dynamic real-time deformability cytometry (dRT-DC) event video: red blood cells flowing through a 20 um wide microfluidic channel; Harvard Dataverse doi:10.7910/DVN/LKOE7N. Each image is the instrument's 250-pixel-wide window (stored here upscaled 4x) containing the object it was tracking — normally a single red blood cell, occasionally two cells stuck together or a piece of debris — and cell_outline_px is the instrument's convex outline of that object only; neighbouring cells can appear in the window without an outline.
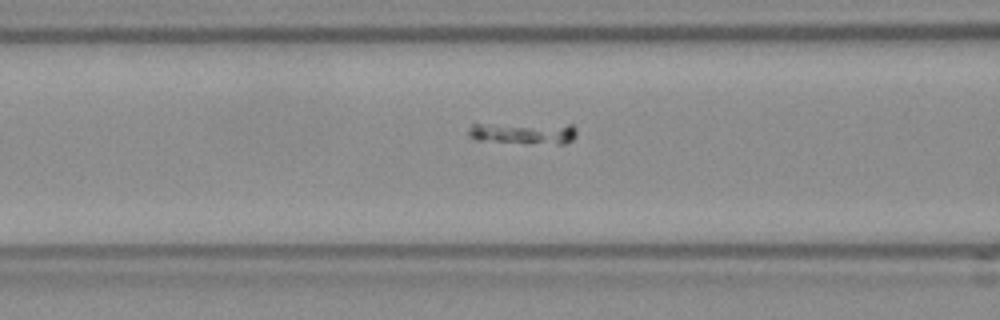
{"species": "Egyptian fruit bat (a non-hibernating species)", "species_latin": "Rousettus aegyptiacus", "temperature_condition": "room temperature", "stored_images_in_passage": 38, "camera_frame_rate_fps": 3000, "um_per_image_px": 0.085, "frame": {"image": 1, "passage_image": 6, "time_ms": 1.667, "image_size_px": [1000, 320], "cell_outline_px": [[576, 136], [572, 140], [564, 144], [524, 144], [476, 140], [468, 136], [468, 128], [472, 124], [572, 124], [576, 128]], "centroid_in_image_um": [44.51, 11.33], "position_along_channel_um": 122.1, "area_um2": 14.16}}
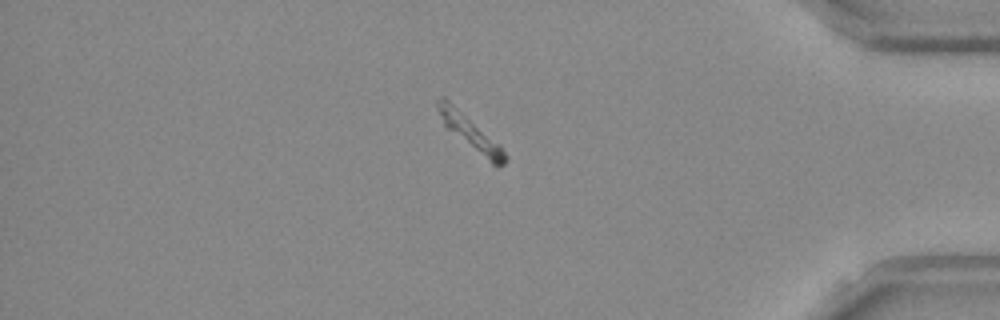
{"frame": {"image": 2, "passage_image": 30, "time_ms": 9.667, "image_size_px": [1000, 320], "cell_outline_px": [[508, 160], [504, 164], [492, 164], [444, 128], [436, 104], [436, 100], [440, 96], [444, 96], [500, 144], [508, 156]], "centroid_in_image_um": [39.95, 11.26], "position_along_channel_um": 395.2, "area_um2": 13.41}}
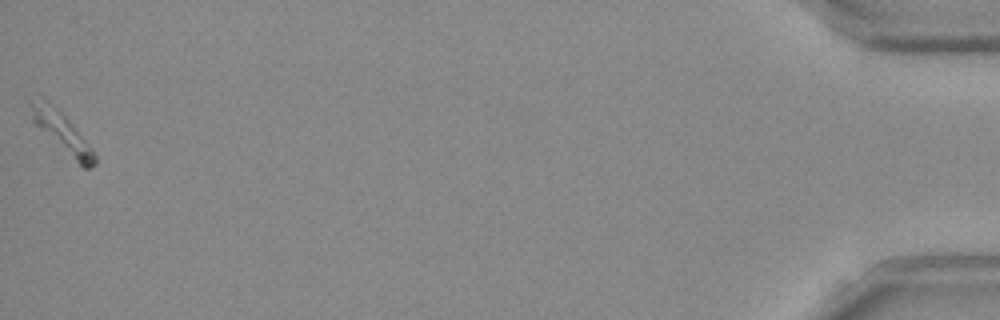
{"frame": {"image": 3, "passage_image": 38, "time_ms": 12.333, "image_size_px": [1000, 320], "cell_outline_px": [[96, 164], [92, 168], [84, 168], [40, 128], [32, 120], [28, 104], [40, 92], [64, 116], [92, 148], [96, 156]], "centroid_in_image_um": [5.22, 11.14], "position_along_channel_um": 430.0, "area_um2": 14.33}}